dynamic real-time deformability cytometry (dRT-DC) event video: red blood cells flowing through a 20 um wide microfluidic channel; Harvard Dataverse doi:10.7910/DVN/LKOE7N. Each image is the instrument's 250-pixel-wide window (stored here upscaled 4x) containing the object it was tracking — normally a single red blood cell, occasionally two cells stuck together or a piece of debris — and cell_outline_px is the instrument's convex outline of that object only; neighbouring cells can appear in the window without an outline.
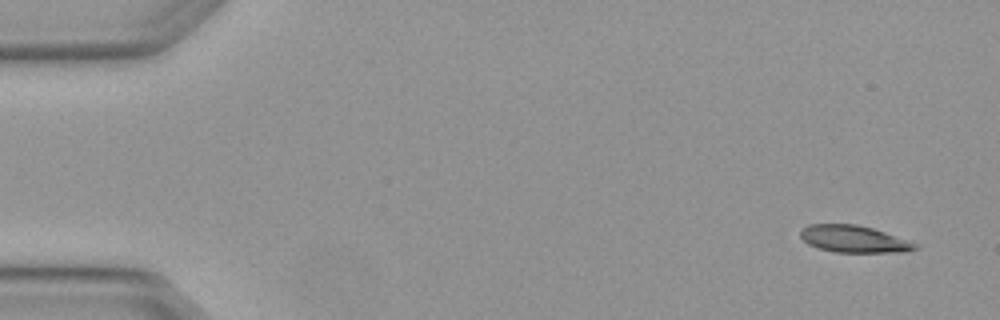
{"species": "Egyptian fruit bat (a non-hibernating species)", "species_latin": "Rousettus aegyptiacus", "temperature_condition": "warm", "stored_images_in_passage": 5, "camera_frame_rate_fps": 3000, "um_per_image_px": 0.085, "animal": {"sex": "female"}, "frame": {"image": 1, "passage_image": 1, "time_ms": 0.0, "image_size_px": [1000, 320], "cell_outline_px": [[920, 248], [904, 252], [836, 252], [816, 248], [808, 244], [800, 236], [800, 232], [808, 224], [856, 224], [872, 228], [920, 244]], "centroid_in_image_um": [72.6, 20.32], "position_along_channel_um": 12.4, "area_um2": 18.09}}
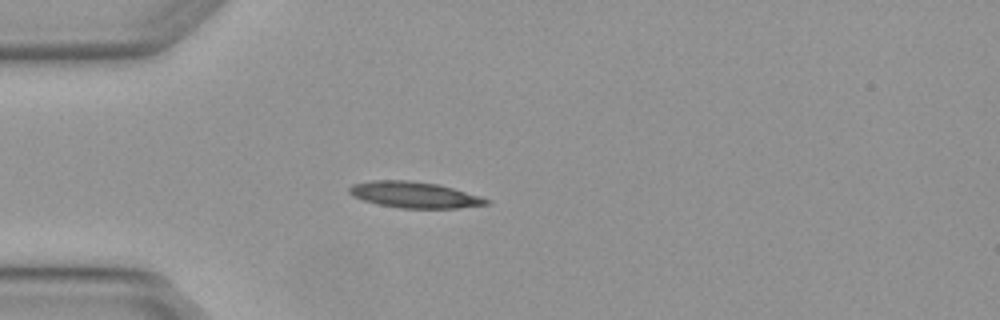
{"frame": {"image": 2, "passage_image": 4, "time_ms": 1.0, "image_size_px": [1000, 320], "cell_outline_px": [[492, 204], [456, 208], [400, 208], [380, 204], [364, 200], [352, 196], [348, 192], [348, 188], [352, 184], [372, 180], [408, 180], [440, 184], [480, 196], [492, 200]], "centroid_in_image_um": [35.25, 16.55], "position_along_channel_um": 49.7, "area_um2": 20.98}}